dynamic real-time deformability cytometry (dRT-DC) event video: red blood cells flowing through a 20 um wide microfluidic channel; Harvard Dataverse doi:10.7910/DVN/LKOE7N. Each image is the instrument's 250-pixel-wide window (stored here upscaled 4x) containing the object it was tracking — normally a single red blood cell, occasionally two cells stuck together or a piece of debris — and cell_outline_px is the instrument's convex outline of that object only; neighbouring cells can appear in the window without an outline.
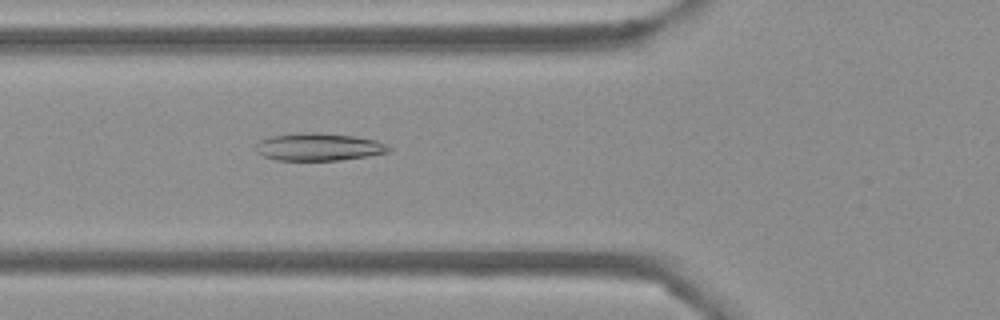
{"species": "Egyptian fruit bat (a non-hibernating species)", "species_latin": "Rousettus aegyptiacus", "temperature_condition": "cold", "stored_images_in_passage": 39, "camera_frame_rate_fps": 3000, "um_per_image_px": 0.085, "frame": {"image": 1, "passage_image": 5, "time_ms": 1.333, "image_size_px": [1000, 320], "cell_outline_px": [[392, 148], [388, 152], [368, 156], [340, 160], [276, 160], [264, 156], [256, 152], [256, 144], [260, 140], [272, 136], [300, 132], [320, 132], [356, 136], [376, 140], [388, 144]], "centroid_in_image_um": [27.12, 12.48], "position_along_channel_um": 98.7, "area_um2": 21.56}}
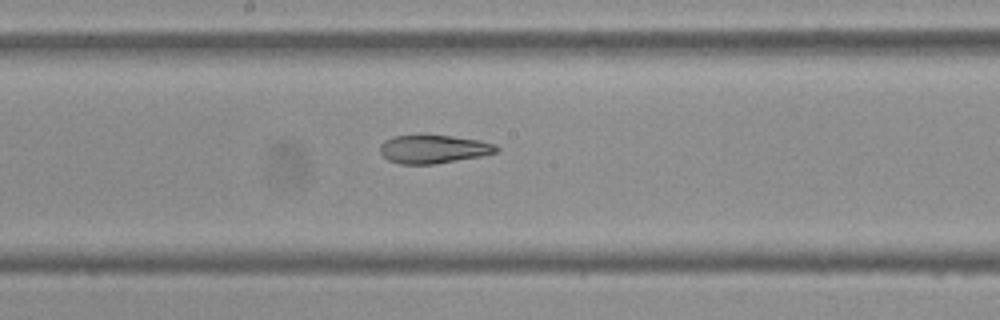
{"frame": {"image": 2, "passage_image": 14, "time_ms": 4.333, "image_size_px": [1000, 320], "cell_outline_px": [[500, 152], [484, 156], [436, 164], [400, 164], [388, 160], [380, 152], [380, 144], [384, 140], [392, 136], [452, 136], [480, 140], [496, 144], [500, 148]], "centroid_in_image_um": [36.91, 12.69], "position_along_channel_um": 211.3, "area_um2": 19.42}}
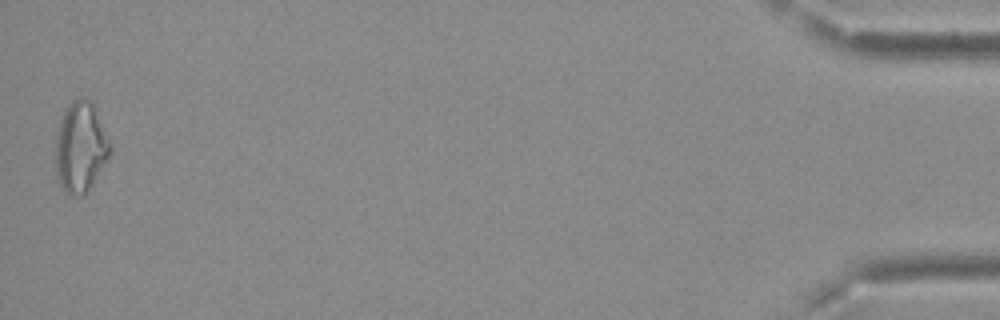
{"frame": {"image": 3, "passage_image": 39, "time_ms": 12.667, "image_size_px": [1000, 320], "cell_outline_px": [[112, 152], [92, 184], [80, 196], [68, 196], [64, 192], [56, 180], [56, 132], [64, 108], [72, 100], [80, 96], [92, 100], [112, 148]], "centroid_in_image_um": [6.82, 12.49], "position_along_channel_um": 428.4, "area_um2": 29.07}, "authors_computed_cell_mechanics": {"area_um2": 20.7502, "velocity_mm_per_s": 3.732, "shape_relaxation_time_tau1_ms": null, "shape_relaxation_time_tau2_ms": 4.9364, "deformation_change_tau1": null, "deformation_change_tau2": 0.1218}}